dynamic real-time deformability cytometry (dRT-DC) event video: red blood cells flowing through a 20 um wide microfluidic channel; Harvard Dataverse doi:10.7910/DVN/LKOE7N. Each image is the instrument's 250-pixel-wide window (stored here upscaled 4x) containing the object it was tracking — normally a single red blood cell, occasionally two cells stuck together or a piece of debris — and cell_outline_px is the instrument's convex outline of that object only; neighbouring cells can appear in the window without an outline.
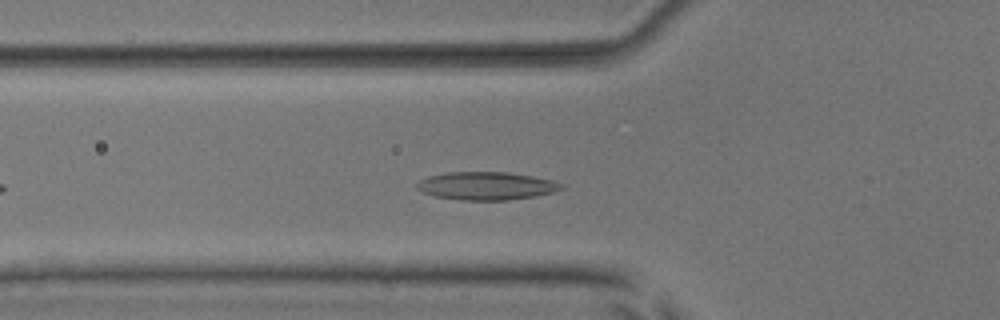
{"species": "common noctule bat (a hibernating species)", "species_latin": "Nyctalus noctula", "temperature_condition": "room temperature", "stored_images_in_passage": 34, "camera_frame_rate_fps": 3000, "um_per_image_px": 0.085, "animal": {"sex": "male", "body_mass_g": 17.9, "forearm_length_mm": 54.2}, "frame": {"image": 1, "passage_image": 9, "time_ms": 2.667, "image_size_px": [1000, 320], "cell_outline_px": [[564, 188], [552, 192], [536, 196], [508, 200], [460, 200], [436, 196], [420, 192], [416, 188], [416, 184], [420, 180], [428, 176], [448, 172], [508, 172], [532, 176], [552, 180], [564, 184]], "centroid_in_image_um": [41.33, 15.8], "position_along_channel_um": 84.5, "area_um2": 23.64}}
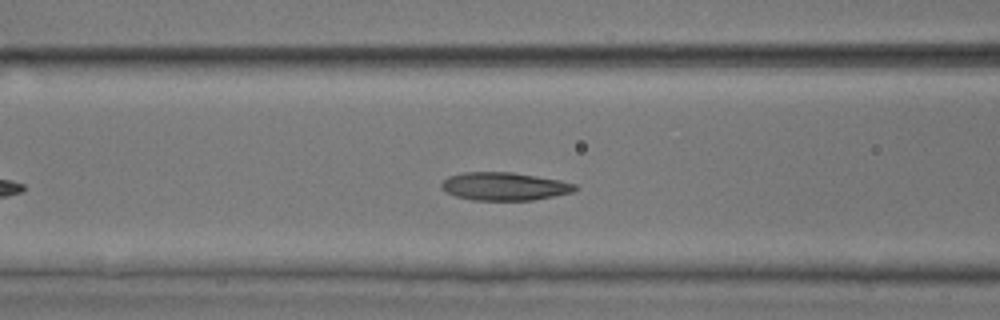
{"frame": {"image": 2, "passage_image": 12, "time_ms": 3.667, "image_size_px": [1000, 320], "cell_outline_px": [[576, 188], [572, 192], [532, 200], [472, 200], [456, 196], [444, 192], [440, 188], [440, 184], [448, 176], [464, 172], [512, 172], [560, 180], [576, 184]], "centroid_in_image_um": [42.81, 15.84], "position_along_channel_um": 123.8, "area_um2": 21.79}}
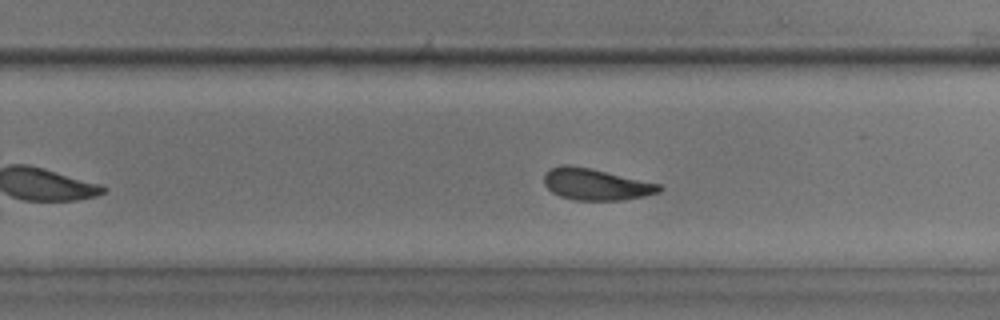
{"frame": {"image": 3, "passage_image": 24, "time_ms": 7.667, "image_size_px": [1000, 320], "cell_outline_px": [[664, 188], [660, 192], [644, 196], [620, 200], [576, 200], [560, 196], [552, 192], [544, 184], [544, 172], [548, 168], [564, 164], [568, 164], [592, 168], [660, 184]], "centroid_in_image_um": [50.63, 15.65], "position_along_channel_um": 279.2, "area_um2": 21.33}, "authors_computed_cell_mechanics": {"area_um2": 21.5594, "velocity_mm_per_s": 3.9073, "shape_relaxation_time_tau1_ms": 3.6166, "shape_relaxation_time_tau2_ms": 2.6225, "deformation_change_tau1": 0.1094, "deformation_change_tau2": 0.0976}}